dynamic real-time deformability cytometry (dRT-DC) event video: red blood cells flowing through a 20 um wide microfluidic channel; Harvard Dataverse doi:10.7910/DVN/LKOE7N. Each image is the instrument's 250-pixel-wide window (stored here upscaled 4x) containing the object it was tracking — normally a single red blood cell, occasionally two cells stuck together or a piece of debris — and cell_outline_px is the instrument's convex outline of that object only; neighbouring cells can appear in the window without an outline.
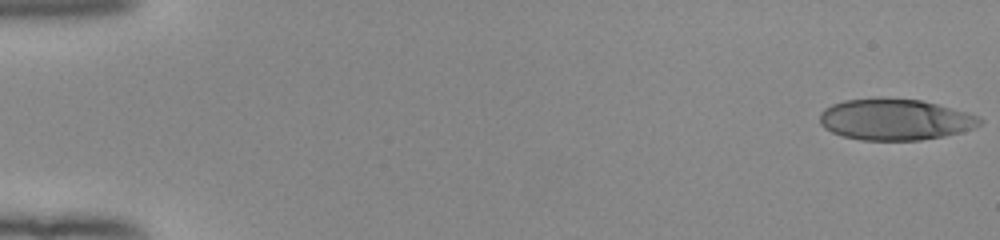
{"species": "human", "species_latin": "Homo sapiens", "temperature_condition": "room temperature", "stored_images_in_passage": 52, "camera_frame_rate_fps": 3000, "um_per_image_px": 0.085, "donor": {"sex": "female"}, "frame": {"image": 1, "passage_image": 1, "time_ms": 0.0, "image_size_px": [1000, 240], "cell_outline_px": [[984, 120], [980, 124], [972, 128], [960, 132], [944, 136], [920, 140], [860, 140], [844, 136], [832, 132], [824, 128], [820, 124], [820, 112], [824, 108], [832, 104], [844, 100], [920, 100], [968, 112], [980, 116]], "centroid_in_image_um": [76.09, 10.19], "position_along_channel_um": 8.9, "area_um2": 37.8}}
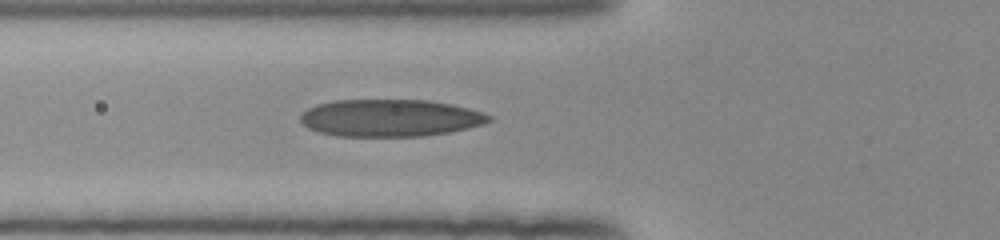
{"frame": {"image": 2, "passage_image": 20, "time_ms": 6.333, "image_size_px": [1000, 240], "cell_outline_px": [[492, 120], [484, 124], [468, 128], [448, 132], [424, 136], [336, 136], [320, 132], [308, 128], [300, 120], [300, 116], [308, 108], [316, 104], [336, 100], [428, 100], [452, 104], [468, 108], [492, 116]], "centroid_in_image_um": [33.16, 10.02], "position_along_channel_um": 92.6, "area_um2": 40.86}}
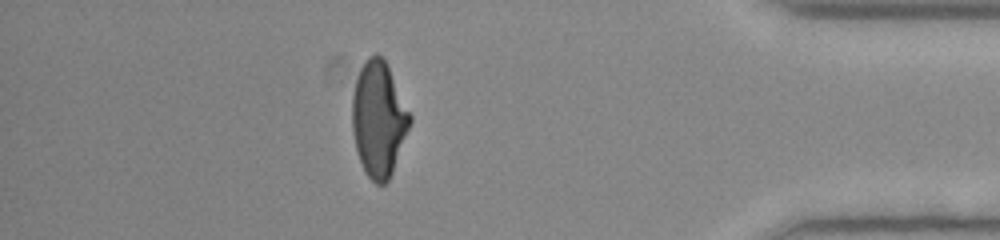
{"frame": {"image": 3, "passage_image": 46, "time_ms": 15.0, "image_size_px": [1000, 240], "cell_outline_px": [[412, 120], [392, 172], [388, 180], [384, 184], [376, 184], [364, 172], [356, 148], [352, 132], [352, 96], [356, 80], [360, 68], [364, 60], [368, 56], [376, 52], [384, 60], [412, 116]], "centroid_in_image_um": [32.17, 10.12], "position_along_channel_um": 403.0, "area_um2": 38.44}, "authors_computed_cell_mechanics": {"area_um2": 39.8531, "velocity_mm_per_s": 3.9911, "shape_relaxation_time_tau1_ms": 5.3901, "shape_relaxation_time_tau2_ms": 1.1485, "deformation_change_tau1": 0.206, "deformation_change_tau2": 0.1032}}